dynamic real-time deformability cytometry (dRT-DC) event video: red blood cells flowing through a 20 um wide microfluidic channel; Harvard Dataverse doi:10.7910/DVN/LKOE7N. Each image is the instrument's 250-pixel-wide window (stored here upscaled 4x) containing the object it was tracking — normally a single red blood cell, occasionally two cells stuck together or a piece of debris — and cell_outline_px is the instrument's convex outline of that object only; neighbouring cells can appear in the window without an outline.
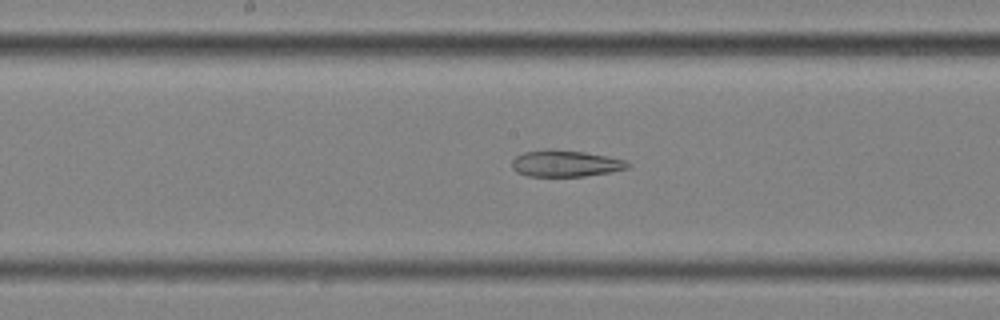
{"species": "common noctule bat (a hibernating species)", "species_latin": "Nyctalus noctula", "temperature_condition": "cold", "stored_images_in_passage": 56, "segment_of_instrument_passage": [2, 2], "camera_frame_rate_fps": 3000, "um_per_image_px": 0.085, "animal": {"sex": "female", "body_mass_g": 25.1}, "frame": {"image": 1, "passage_image": 29, "time_ms": 9.333, "image_size_px": [1000, 320], "cell_outline_px": [[632, 164], [628, 168], [608, 172], [584, 176], [528, 176], [516, 172], [512, 168], [512, 160], [516, 156], [524, 152], [548, 148], [552, 148], [584, 152], [608, 156], [628, 160]], "centroid_in_image_um": [48.07, 13.88], "position_along_channel_um": 200.1, "area_um2": 18.09}}
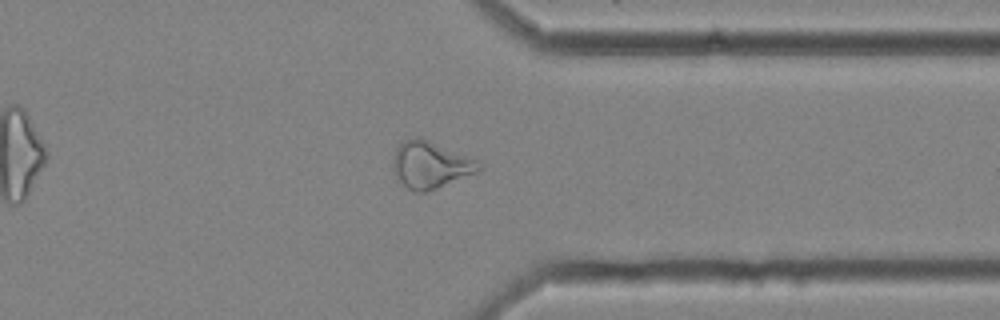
{"frame": {"image": 2, "passage_image": 44, "time_ms": 14.333, "image_size_px": [1000, 320], "cell_outline_px": [[484, 168], [480, 172], [436, 188], [424, 192], [416, 192], [408, 188], [400, 180], [392, 168], [392, 156], [396, 148], [404, 140], [416, 136], [428, 140], [480, 160]], "centroid_in_image_um": [36.64, 14.0], "position_along_channel_um": 374.8, "area_um2": 23.64}}
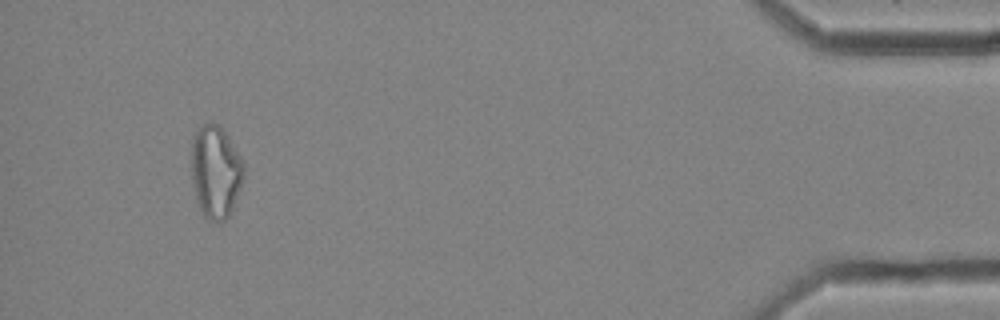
{"frame": {"image": 3, "passage_image": 53, "time_ms": 17.333, "image_size_px": [1000, 320], "cell_outline_px": [[244, 176], [240, 188], [232, 208], [228, 216], [220, 224], [208, 220], [204, 216], [196, 200], [192, 184], [192, 136], [196, 128], [204, 124], [220, 124], [244, 160]], "centroid_in_image_um": [18.33, 14.59], "position_along_channel_um": 416.9, "area_um2": 28.61}}